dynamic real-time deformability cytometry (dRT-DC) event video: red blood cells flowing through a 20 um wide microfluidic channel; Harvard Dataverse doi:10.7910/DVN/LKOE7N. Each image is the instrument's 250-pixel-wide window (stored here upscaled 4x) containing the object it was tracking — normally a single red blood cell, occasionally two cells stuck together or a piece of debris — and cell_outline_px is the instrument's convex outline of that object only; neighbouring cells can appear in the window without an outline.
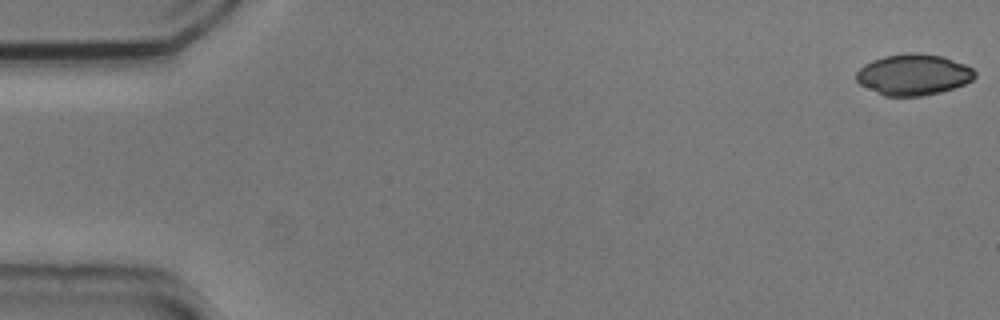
{"species": "common noctule bat (a hibernating species)", "species_latin": "Nyctalus noctula", "temperature_condition": "cold", "stored_images_in_passage": 3, "camera_frame_rate_fps": 3000, "um_per_image_px": 0.085, "animal": {"sex": "male", "body_mass_g": 20.5, "forearm_length_mm": 52.5}, "frame": {"image": 1, "passage_image": 1, "time_ms": 0.0, "image_size_px": [1000, 320], "cell_outline_px": [[976, 76], [972, 80], [964, 84], [940, 92], [924, 96], [884, 96], [860, 84], [856, 80], [856, 72], [864, 64], [872, 60], [884, 56], [908, 52], [916, 52], [944, 56], [964, 64], [972, 68], [976, 72]], "centroid_in_image_um": [77.64, 6.33], "position_along_channel_um": 7.4, "area_um2": 28.5}}